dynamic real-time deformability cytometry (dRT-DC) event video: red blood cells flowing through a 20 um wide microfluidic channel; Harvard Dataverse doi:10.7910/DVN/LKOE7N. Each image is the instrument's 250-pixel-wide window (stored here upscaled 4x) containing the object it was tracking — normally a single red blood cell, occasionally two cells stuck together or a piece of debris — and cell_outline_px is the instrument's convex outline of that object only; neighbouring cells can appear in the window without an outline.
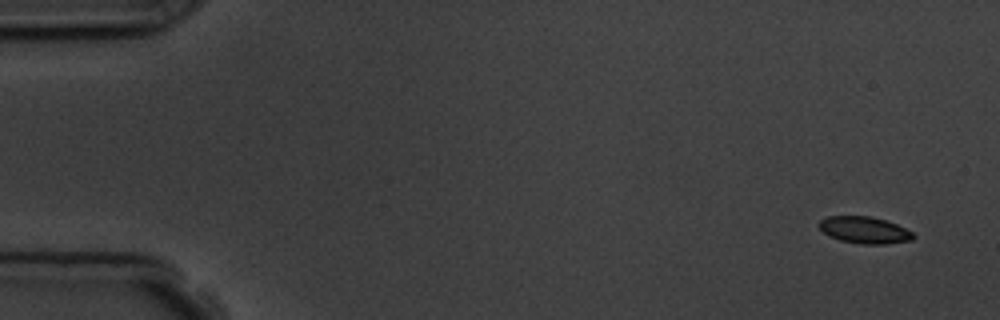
{"species": "common noctule bat (a hibernating species)", "species_latin": "Nyctalus noctula", "temperature_condition": "room temperature", "stored_images_in_passage": 5, "camera_frame_rate_fps": 3000, "um_per_image_px": 0.085, "animal": {"sex": "male", "body_mass_g": 19.5, "forearm_length_mm": 54.6}, "frame": {"image": 1, "passage_image": 1, "time_ms": 0.0, "image_size_px": [1000, 320], "cell_outline_px": [[916, 236], [912, 240], [888, 244], [860, 244], [840, 240], [828, 236], [816, 224], [820, 220], [828, 216], [868, 216], [884, 220], [896, 224], [912, 232]], "centroid_in_image_um": [73.46, 19.56], "position_along_channel_um": 11.5, "area_um2": 14.74}}
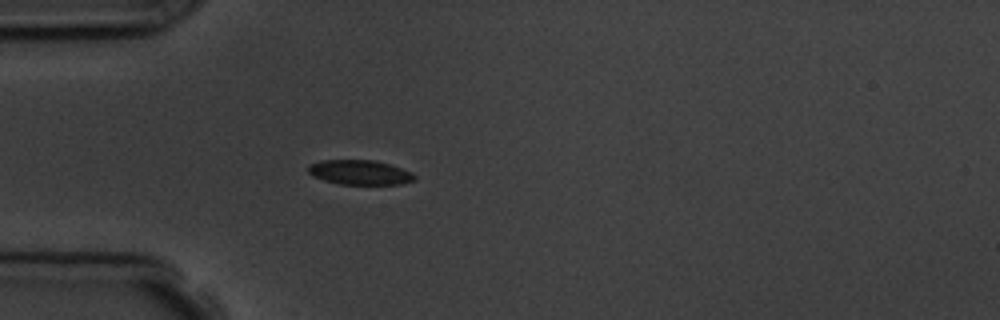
{"frame": {"image": 2, "passage_image": 5, "time_ms": 4.333, "image_size_px": [1000, 320], "cell_outline_px": [[416, 180], [400, 184], [340, 184], [324, 180], [312, 176], [308, 172], [308, 164], [320, 160], [372, 160], [388, 164], [412, 172], [416, 176]], "centroid_in_image_um": [30.56, 14.65], "position_along_channel_um": 54.4, "area_um2": 15.26}}